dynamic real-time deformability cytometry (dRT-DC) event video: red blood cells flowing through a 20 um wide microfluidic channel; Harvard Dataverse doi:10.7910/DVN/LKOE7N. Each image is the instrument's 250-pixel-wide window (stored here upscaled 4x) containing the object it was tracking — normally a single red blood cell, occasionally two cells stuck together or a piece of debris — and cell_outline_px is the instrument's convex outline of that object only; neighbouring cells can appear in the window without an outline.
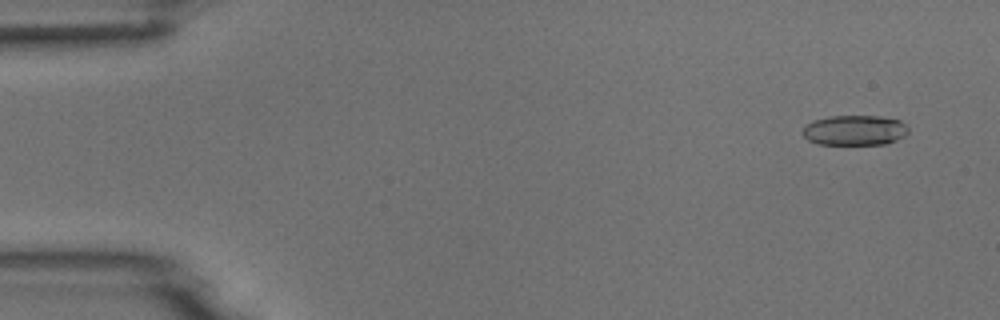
{"species": "common noctule bat (a hibernating species)", "species_latin": "Nyctalus noctula", "temperature_condition": "room temperature", "stored_images_in_passage": 6, "camera_frame_rate_fps": 3000, "um_per_image_px": 0.085, "animal": {"sex": "male", "body_mass_g": 18.8}, "frame": {"image": 1, "passage_image": 2, "time_ms": 0.333, "image_size_px": [1000, 320], "cell_outline_px": [[908, 132], [904, 136], [896, 140], [884, 144], [816, 144], [808, 140], [800, 132], [812, 120], [828, 116], [880, 116], [900, 120], [908, 128]], "centroid_in_image_um": [72.62, 11.07], "position_along_channel_um": 12.4, "area_um2": 18.61}}
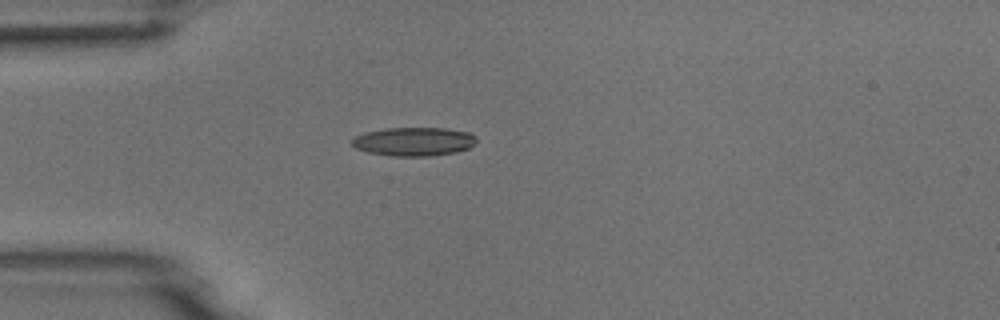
{"frame": {"image": 2, "passage_image": 5, "time_ms": 1.333, "image_size_px": [1000, 320], "cell_outline_px": [[476, 140], [468, 148], [456, 152], [428, 156], [392, 156], [368, 152], [356, 148], [348, 140], [364, 132], [384, 128], [444, 128], [468, 132], [476, 136]], "centroid_in_image_um": [35.13, 12.03], "position_along_channel_um": 49.9, "area_um2": 20.81}}